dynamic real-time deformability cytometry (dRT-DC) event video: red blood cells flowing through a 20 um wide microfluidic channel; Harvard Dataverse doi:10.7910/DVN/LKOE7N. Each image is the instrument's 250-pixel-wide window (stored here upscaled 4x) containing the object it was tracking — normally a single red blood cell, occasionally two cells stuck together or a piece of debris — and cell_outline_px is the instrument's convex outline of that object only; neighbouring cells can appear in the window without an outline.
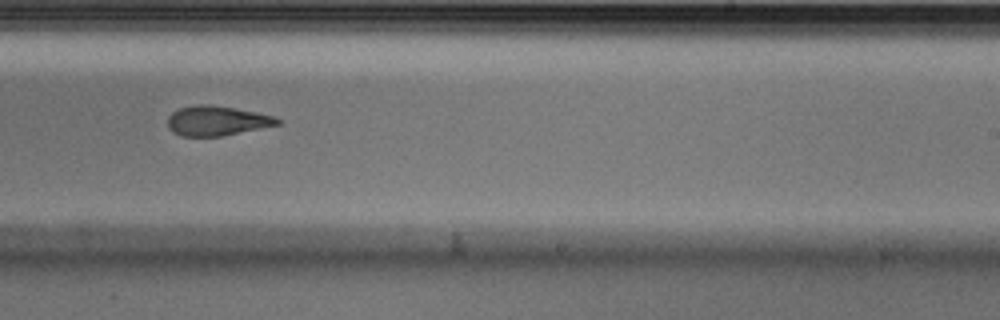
{"species": "Egyptian fruit bat (a non-hibernating species)", "species_latin": "Rousettus aegyptiacus", "temperature_condition": "cold", "stored_images_in_passage": 10, "camera_frame_rate_fps": 3000, "um_per_image_px": 0.085, "animal": {"sex": "male"}, "frame": {"image": 1, "passage_image": 9, "time_ms": 2.667, "image_size_px": [1000, 320], "cell_outline_px": [[280, 124], [224, 136], [180, 136], [172, 132], [168, 128], [168, 116], [172, 112], [180, 108], [196, 104], [208, 104], [232, 108], [276, 116], [280, 120]], "centroid_in_image_um": [18.41, 10.27], "position_along_channel_um": 270.6, "area_um2": 19.02}}
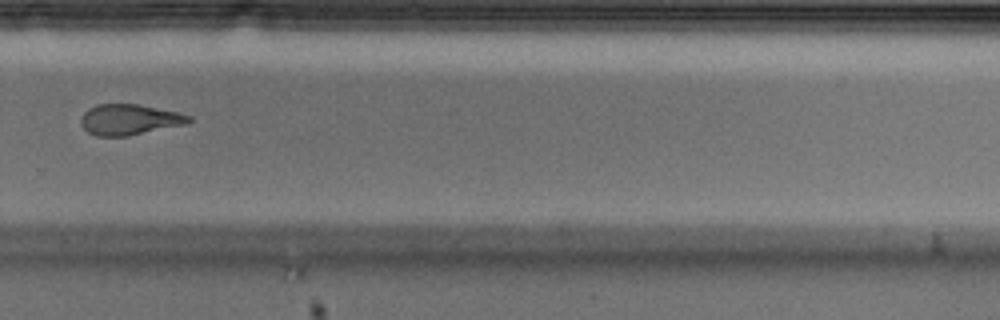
{"frame": {"image": 2, "passage_image": 10, "time_ms": 3.0, "image_size_px": [1000, 320], "cell_outline_px": [[192, 120], [188, 124], [128, 136], [96, 136], [88, 132], [80, 124], [80, 116], [88, 108], [96, 104], [140, 104], [176, 112], [192, 116]], "centroid_in_image_um": [10.99, 10.16], "position_along_channel_um": 318.8, "area_um2": 19.54}}